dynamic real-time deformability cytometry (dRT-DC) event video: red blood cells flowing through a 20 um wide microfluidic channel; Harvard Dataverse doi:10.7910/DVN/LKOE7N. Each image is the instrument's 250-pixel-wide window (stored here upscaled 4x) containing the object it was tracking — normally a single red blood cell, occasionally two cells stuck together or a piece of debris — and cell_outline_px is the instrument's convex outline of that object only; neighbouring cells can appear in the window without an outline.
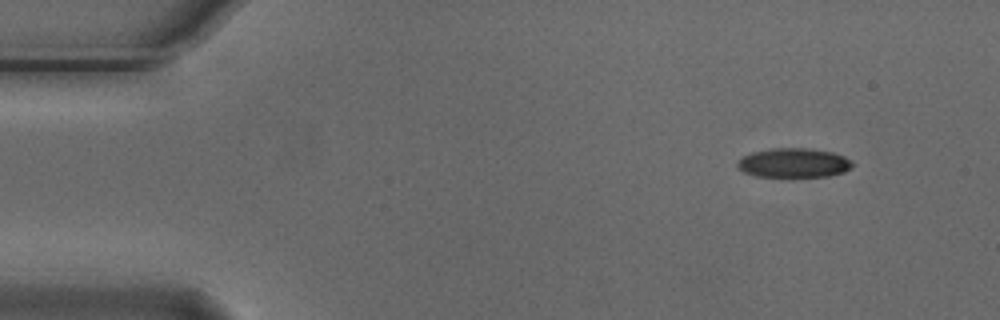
{"species": "Egyptian fruit bat (a non-hibernating species)", "species_latin": "Rousettus aegyptiacus", "temperature_condition": "cold", "stored_images_in_passage": 5, "camera_frame_rate_fps": 3000, "um_per_image_px": 0.085, "animal": {"sex": "male"}, "frame": {"image": 1, "passage_image": 1, "time_ms": 0.0, "image_size_px": [1000, 320], "cell_outline_px": [[852, 164], [844, 172], [828, 176], [756, 176], [744, 172], [736, 168], [736, 160], [752, 152], [768, 148], [812, 148], [832, 152], [844, 156]], "centroid_in_image_um": [67.39, 13.83], "position_along_channel_um": 17.6, "area_um2": 19.59}}
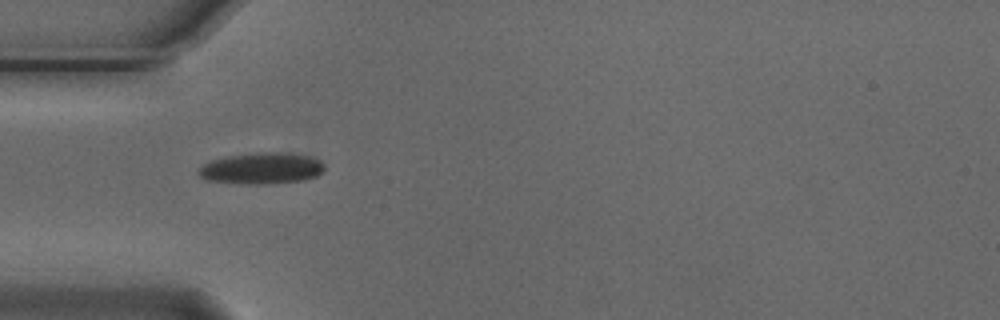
{"frame": {"image": 2, "passage_image": 4, "time_ms": 1.0, "image_size_px": [1000, 320], "cell_outline_px": [[324, 168], [316, 176], [304, 180], [264, 184], [236, 184], [208, 180], [200, 176], [196, 172], [204, 164], [212, 160], [232, 156], [260, 152], [276, 152], [308, 156], [320, 160], [324, 164]], "centroid_in_image_um": [22.22, 14.32], "position_along_channel_um": 62.8, "area_um2": 22.72}}
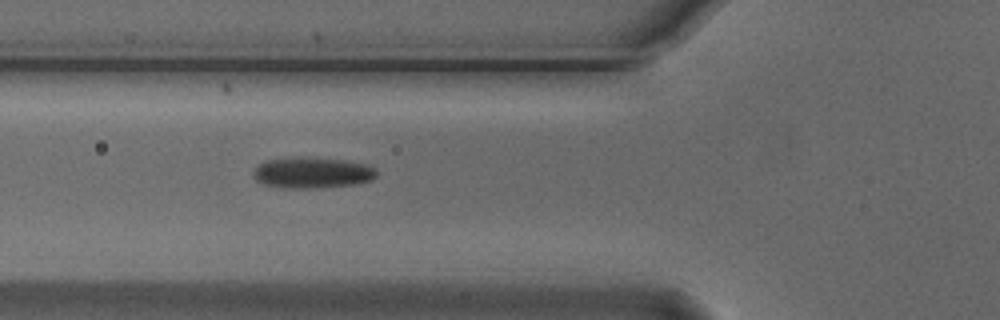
{"frame": {"image": 3, "passage_image": 5, "time_ms": 1.333, "image_size_px": [1000, 320], "cell_outline_px": [[376, 176], [372, 180], [352, 184], [308, 188], [284, 188], [264, 184], [256, 180], [252, 176], [252, 172], [260, 164], [268, 160], [296, 156], [344, 160], [368, 164], [376, 172]], "centroid_in_image_um": [26.5, 14.67], "position_along_channel_um": 99.3, "area_um2": 22.08}}